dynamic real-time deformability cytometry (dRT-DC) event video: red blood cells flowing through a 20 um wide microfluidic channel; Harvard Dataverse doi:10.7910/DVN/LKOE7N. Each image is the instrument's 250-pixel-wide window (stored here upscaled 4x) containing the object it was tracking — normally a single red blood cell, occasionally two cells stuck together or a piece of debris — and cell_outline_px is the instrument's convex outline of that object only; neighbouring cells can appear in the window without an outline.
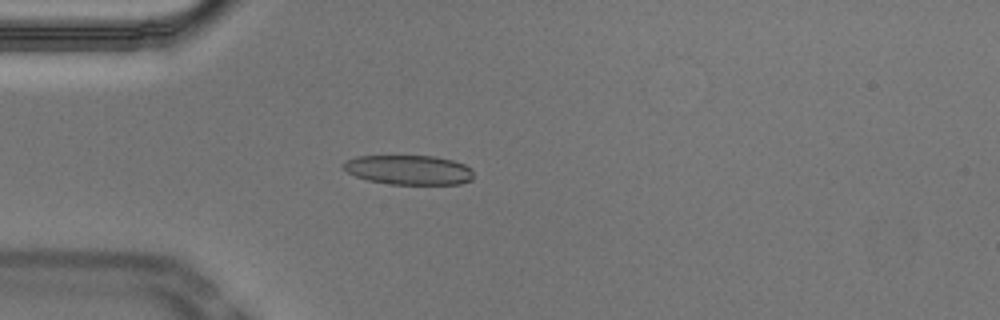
{"species": "Egyptian fruit bat (a non-hibernating species)", "species_latin": "Rousettus aegyptiacus", "temperature_condition": "cold", "stored_images_in_passage": 52, "camera_frame_rate_fps": 3000, "um_per_image_px": 0.085, "animal": {"sex": "male"}, "frame": {"image": 1, "passage_image": 13, "time_ms": 4.0, "image_size_px": [1000, 320], "cell_outline_px": [[472, 180], [460, 184], [392, 184], [368, 180], [356, 176], [348, 172], [344, 168], [344, 164], [348, 160], [356, 156], [436, 156], [452, 160], [464, 164], [472, 168]], "centroid_in_image_um": [34.79, 14.44], "position_along_channel_um": 50.2, "area_um2": 22.25}}
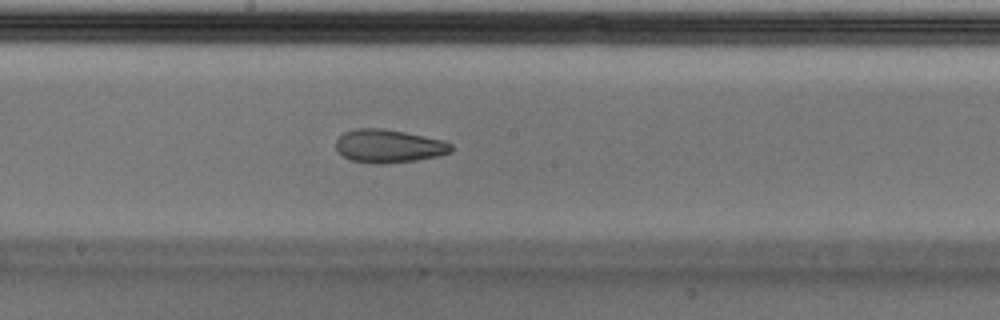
{"frame": {"image": 2, "passage_image": 27, "time_ms": 8.667, "image_size_px": [1000, 320], "cell_outline_px": [[452, 152], [436, 156], [416, 160], [380, 164], [372, 164], [352, 160], [344, 156], [336, 148], [336, 140], [344, 132], [356, 128], [380, 128], [404, 132], [444, 140], [452, 144]], "centroid_in_image_um": [33.04, 12.41], "position_along_channel_um": 215.2, "area_um2": 22.2}}
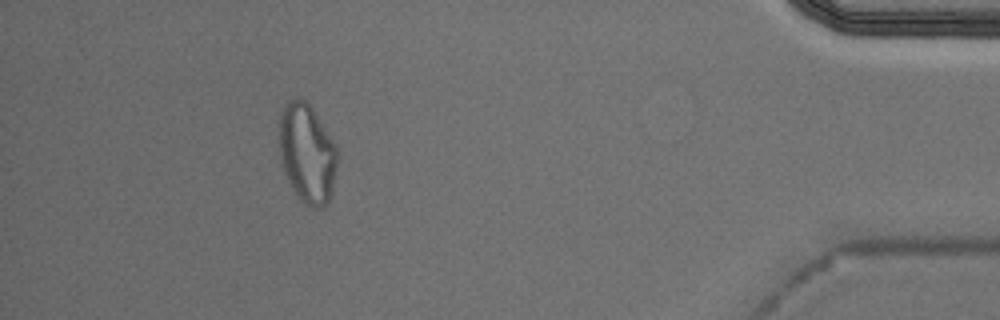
{"frame": {"image": 3, "passage_image": 47, "time_ms": 15.333, "image_size_px": [1000, 320], "cell_outline_px": [[336, 168], [332, 192], [328, 204], [320, 208], [312, 208], [304, 204], [300, 200], [284, 172], [280, 156], [280, 120], [284, 104], [288, 100], [296, 96], [304, 100], [312, 108], [336, 144]], "centroid_in_image_um": [26.11, 13.04], "position_along_channel_um": 409.1, "area_um2": 33.47}, "authors_computed_cell_mechanics": {"area_um2": 22.4264, "velocity_mm_per_s": 3.7208, "shape_relaxation_time_tau1_ms": null, "shape_relaxation_time_tau2_ms": 2.7236, "deformation_change_tau1": null, "deformation_change_tau2": 0.0925}}